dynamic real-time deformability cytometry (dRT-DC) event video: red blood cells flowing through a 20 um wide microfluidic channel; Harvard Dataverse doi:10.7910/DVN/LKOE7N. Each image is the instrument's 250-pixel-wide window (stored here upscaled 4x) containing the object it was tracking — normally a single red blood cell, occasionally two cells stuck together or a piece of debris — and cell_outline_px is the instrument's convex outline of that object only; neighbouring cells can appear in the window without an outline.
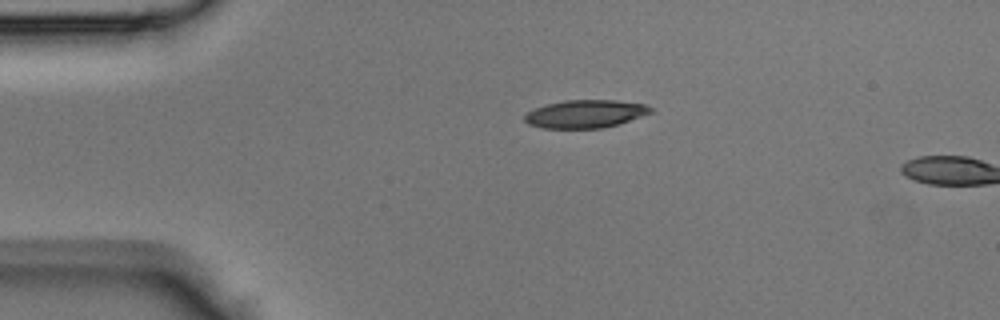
{"species": "Egyptian fruit bat (a non-hibernating species)", "species_latin": "Rousettus aegyptiacus", "temperature_condition": "room temperature", "stored_images_in_passage": 2, "camera_frame_rate_fps": 3000, "um_per_image_px": 0.085, "animal": {"sex": "male"}, "frame": {"image": 1, "passage_image": 1, "time_ms": 0.0, "image_size_px": [1000, 320], "cell_outline_px": [[656, 112], [616, 124], [600, 128], [544, 128], [528, 124], [524, 120], [524, 116], [528, 112], [536, 108], [548, 104], [564, 100], [616, 100], [644, 104], [652, 108]], "centroid_in_image_um": [49.78, 9.67], "position_along_channel_um": 35.2, "area_um2": 20.4}}